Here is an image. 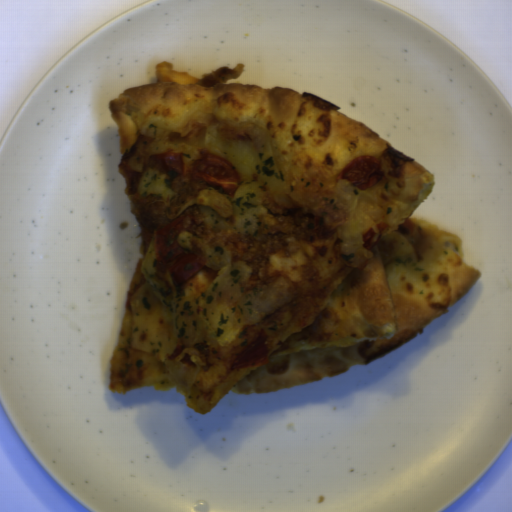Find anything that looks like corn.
<instances>
[{
    "label": "corn",
    "instance_id": "corn-1",
    "mask_svg": "<svg viewBox=\"0 0 512 512\" xmlns=\"http://www.w3.org/2000/svg\"><path fill=\"white\" fill-rule=\"evenodd\" d=\"M197 203L209 206L223 218L232 215L230 200L223 196L217 189L201 191L197 197Z\"/></svg>",
    "mask_w": 512,
    "mask_h": 512
}]
</instances>
